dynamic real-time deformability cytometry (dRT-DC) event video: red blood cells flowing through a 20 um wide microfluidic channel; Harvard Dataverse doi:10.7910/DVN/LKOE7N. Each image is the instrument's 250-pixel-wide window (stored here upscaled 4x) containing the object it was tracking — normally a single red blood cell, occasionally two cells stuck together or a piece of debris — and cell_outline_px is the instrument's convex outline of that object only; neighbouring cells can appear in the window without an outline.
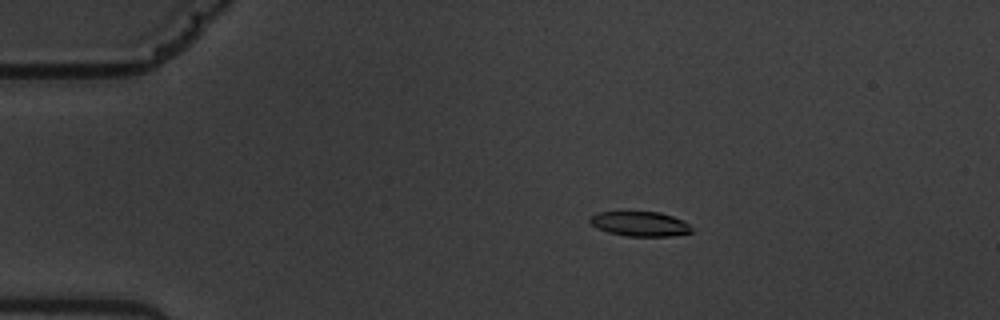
{"species": "common noctule bat (a hibernating species)", "species_latin": "Nyctalus noctula", "temperature_condition": "warm", "stored_images_in_passage": 6, "camera_frame_rate_fps": 3000, "um_per_image_px": 0.085, "animal": {"sex": "male", "body_mass_g": 19.5, "forearm_length_mm": 54.6}, "frame": {"image": 1, "passage_image": 3, "time_ms": 2.333, "image_size_px": [1000, 320], "cell_outline_px": [[692, 232], [672, 236], [628, 236], [608, 232], [596, 228], [588, 220], [588, 216], [596, 212], [660, 212], [672, 216], [688, 224], [692, 228]], "centroid_in_image_um": [54.34, 19.02], "position_along_channel_um": 30.7, "area_um2": 14.62}}